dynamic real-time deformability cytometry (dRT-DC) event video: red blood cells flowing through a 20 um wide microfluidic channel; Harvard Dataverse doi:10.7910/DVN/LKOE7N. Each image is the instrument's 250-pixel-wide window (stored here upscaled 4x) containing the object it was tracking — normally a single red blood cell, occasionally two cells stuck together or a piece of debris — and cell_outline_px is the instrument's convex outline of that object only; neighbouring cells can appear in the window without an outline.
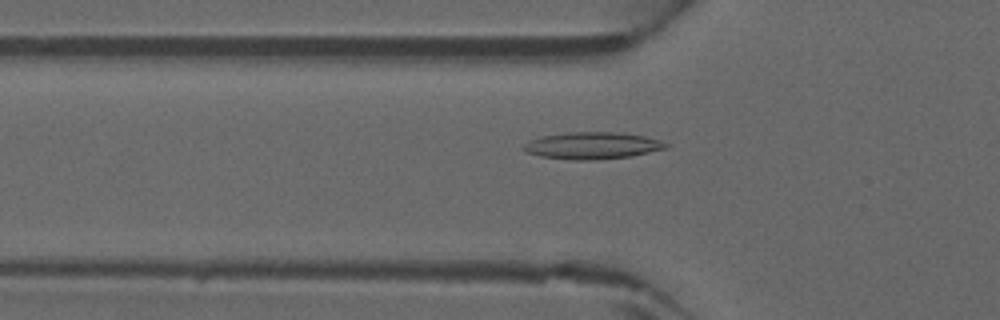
{"species": "common noctule bat (a hibernating species)", "species_latin": "Nyctalus noctula", "temperature_condition": "warm", "stored_images_in_passage": 37, "camera_frame_rate_fps": 3000, "um_per_image_px": 0.085, "animal": {"sex": "male", "forearm_length_mm": 52.5}, "frame": {"image": 1, "passage_image": 15, "time_ms": 4.667, "image_size_px": [1000, 320], "cell_outline_px": [[672, 144], [668, 148], [632, 156], [596, 160], [572, 160], [540, 156], [528, 152], [520, 148], [524, 144], [532, 140], [544, 136], [568, 132], [616, 132], [644, 136], [660, 140]], "centroid_in_image_um": [50.41, 12.38], "position_along_channel_um": 75.4, "area_um2": 22.37}}
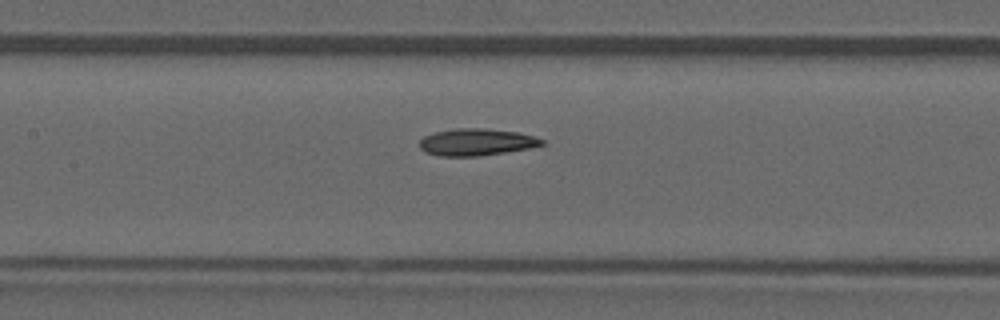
{"frame": {"image": 2, "passage_image": 21, "time_ms": 6.667, "image_size_px": [1000, 320], "cell_outline_px": [[544, 144], [528, 148], [480, 156], [440, 156], [424, 152], [420, 148], [420, 140], [424, 136], [436, 132], [456, 128], [488, 128], [520, 132], [536, 136], [544, 140]], "centroid_in_image_um": [40.51, 12.07], "position_along_channel_um": 166.9, "area_um2": 19.31}}
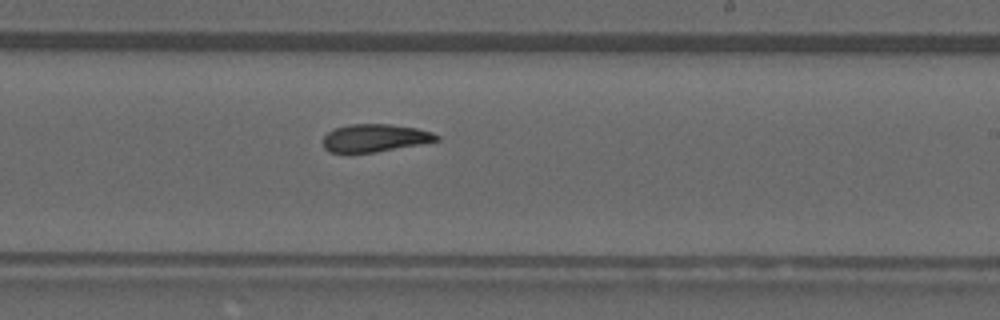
{"frame": {"image": 3, "passage_image": 27, "time_ms": 8.667, "image_size_px": [1000, 320], "cell_outline_px": [[440, 140], [420, 144], [376, 152], [328, 152], [324, 148], [324, 136], [328, 132], [336, 128], [348, 124], [388, 124], [416, 128], [432, 132], [440, 136]], "centroid_in_image_um": [31.88, 11.72], "position_along_channel_um": 257.1, "area_um2": 18.21}}